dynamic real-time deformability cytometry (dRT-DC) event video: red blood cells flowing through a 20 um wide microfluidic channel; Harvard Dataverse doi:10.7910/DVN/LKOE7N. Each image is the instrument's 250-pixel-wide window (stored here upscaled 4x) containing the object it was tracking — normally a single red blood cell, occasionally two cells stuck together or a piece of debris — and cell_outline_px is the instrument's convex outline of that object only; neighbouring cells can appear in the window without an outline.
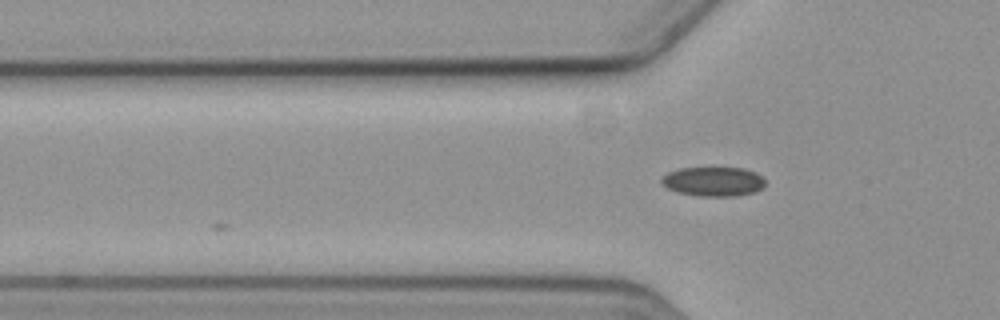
{"species": "common noctule bat (a hibernating species)", "species_latin": "Nyctalus noctula", "temperature_condition": "cold", "stored_images_in_passage": 3, "camera_frame_rate_fps": 3000, "um_per_image_px": 0.085, "animal": {"sex": "female", "body_mass_g": 19.3, "forearm_length_mm": 54.1}, "frame": {"image": 1, "passage_image": 3, "time_ms": 2.333, "image_size_px": [1000, 320], "cell_outline_px": [[764, 188], [756, 192], [736, 196], [700, 196], [676, 192], [668, 188], [660, 180], [668, 172], [680, 168], [744, 168], [756, 172], [764, 180]], "centroid_in_image_um": [60.66, 15.43], "position_along_channel_um": 65.1, "area_um2": 17.74}}